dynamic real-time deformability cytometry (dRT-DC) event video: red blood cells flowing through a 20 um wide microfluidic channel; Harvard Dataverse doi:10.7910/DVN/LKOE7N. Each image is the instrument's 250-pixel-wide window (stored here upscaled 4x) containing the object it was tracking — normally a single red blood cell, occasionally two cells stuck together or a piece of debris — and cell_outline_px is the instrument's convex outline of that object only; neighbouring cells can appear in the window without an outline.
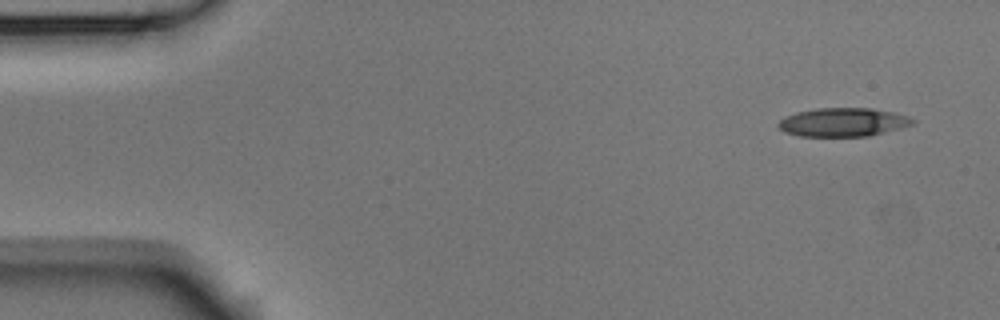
{"species": "Egyptian fruit bat (a non-hibernating species)", "species_latin": "Rousettus aegyptiacus", "temperature_condition": "room temperature", "stored_images_in_passage": 5, "camera_frame_rate_fps": 3000, "um_per_image_px": 0.085, "animal": {"sex": "male"}, "frame": {"image": 1, "passage_image": 1, "time_ms": 0.0, "image_size_px": [1000, 320], "cell_outline_px": [[916, 120], [912, 124], [900, 128], [868, 136], [800, 136], [784, 132], [776, 124], [784, 116], [796, 112], [816, 108], [872, 108], [896, 112], [908, 116]], "centroid_in_image_um": [71.64, 10.38], "position_along_channel_um": 13.4, "area_um2": 22.48}}
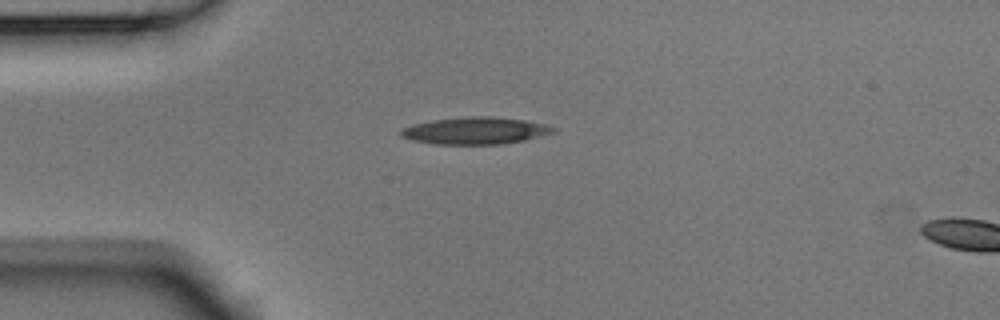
{"frame": {"image": 2, "passage_image": 4, "time_ms": 1.0, "image_size_px": [1000, 320], "cell_outline_px": [[556, 132], [524, 140], [500, 144], [432, 144], [412, 140], [400, 136], [400, 132], [404, 128], [412, 124], [432, 120], [468, 116], [492, 116], [524, 120], [544, 124], [556, 128]], "centroid_in_image_um": [40.39, 11.1], "position_along_channel_um": 44.6, "area_um2": 23.99}}